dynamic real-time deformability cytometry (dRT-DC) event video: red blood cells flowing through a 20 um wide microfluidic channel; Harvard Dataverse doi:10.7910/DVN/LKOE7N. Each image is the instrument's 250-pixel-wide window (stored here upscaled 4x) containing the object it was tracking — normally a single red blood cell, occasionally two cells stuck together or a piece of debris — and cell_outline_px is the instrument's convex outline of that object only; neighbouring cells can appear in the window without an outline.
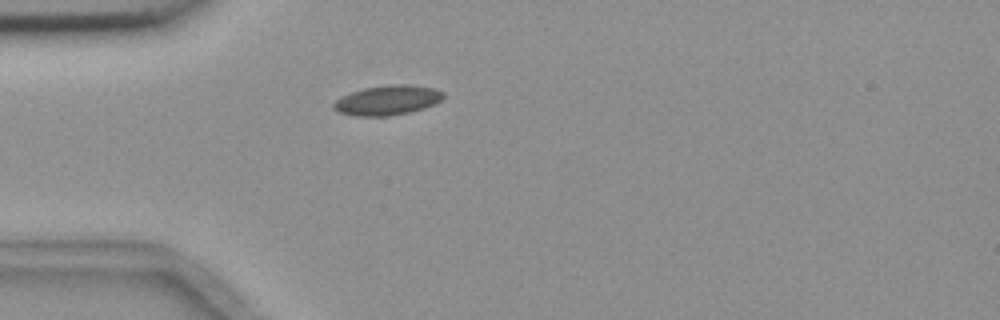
{"species": "common noctule bat (a hibernating species)", "species_latin": "Nyctalus noctula", "temperature_condition": "room temperature", "stored_images_in_passage": 1, "camera_frame_rate_fps": 3000, "um_per_image_px": 0.085, "animal": {"sex": "female", "body_mass_g": 18.4}, "frame": {"image": 1, "passage_image": 1, "time_ms": 0.0, "image_size_px": [1000, 320], "cell_outline_px": [[444, 96], [440, 100], [424, 108], [408, 112], [388, 116], [356, 116], [340, 112], [332, 108], [332, 104], [336, 100], [352, 92], [364, 88], [388, 84], [412, 84], [432, 88], [444, 92]], "centroid_in_image_um": [32.93, 8.51], "position_along_channel_um": 52.1, "area_um2": 18.84}}